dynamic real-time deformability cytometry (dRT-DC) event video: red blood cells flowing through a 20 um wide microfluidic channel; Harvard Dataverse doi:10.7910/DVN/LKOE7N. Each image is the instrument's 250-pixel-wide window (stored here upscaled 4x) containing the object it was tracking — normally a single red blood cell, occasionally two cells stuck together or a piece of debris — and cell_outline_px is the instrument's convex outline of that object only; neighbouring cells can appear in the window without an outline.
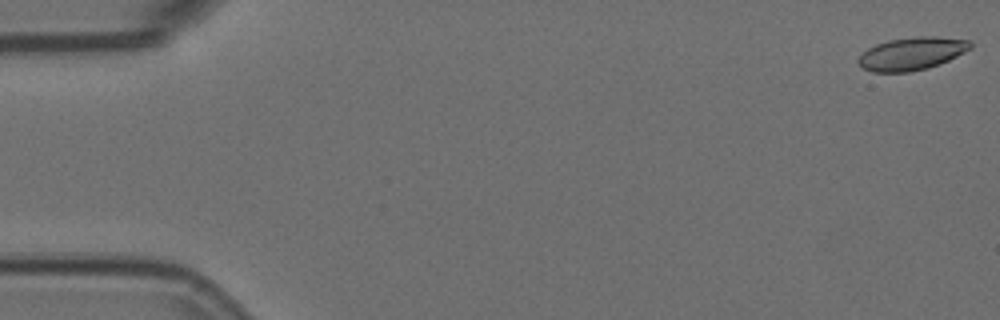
{"species": "Egyptian fruit bat (a non-hibernating species)", "species_latin": "Rousettus aegyptiacus", "temperature_condition": "room temperature", "stored_images_in_passage": 57, "camera_frame_rate_fps": 3000, "um_per_image_px": 0.085, "animal": {"sex": "female"}, "frame": {"image": 1, "passage_image": 1, "time_ms": 0.0, "image_size_px": [1000, 320], "cell_outline_px": [[972, 48], [948, 60], [928, 68], [908, 72], [872, 72], [864, 68], [856, 60], [868, 48], [876, 44], [888, 40], [916, 36], [936, 36], [972, 40]], "centroid_in_image_um": [77.52, 4.54], "position_along_channel_um": 7.5, "area_um2": 21.44}}
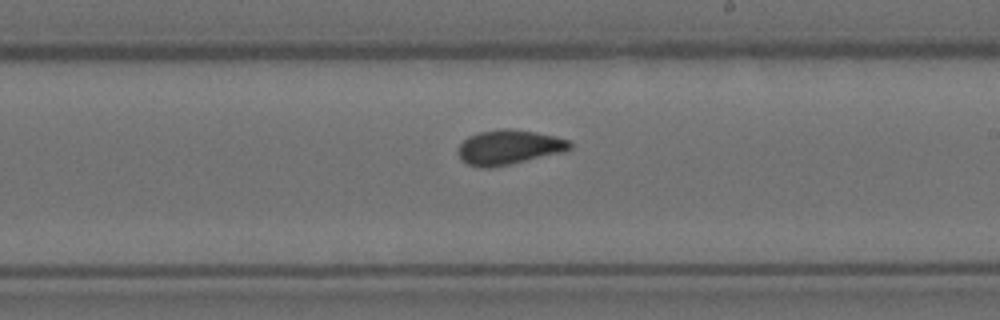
{"frame": {"image": 2, "passage_image": 33, "time_ms": 10.667, "image_size_px": [1000, 320], "cell_outline_px": [[572, 148], [564, 152], [492, 168], [480, 168], [468, 164], [460, 160], [456, 152], [460, 144], [468, 136], [480, 132], [504, 128], [508, 128], [536, 132], [556, 136], [568, 140], [572, 144]], "centroid_in_image_um": [43.24, 12.52], "position_along_channel_um": 245.8, "area_um2": 22.77}}
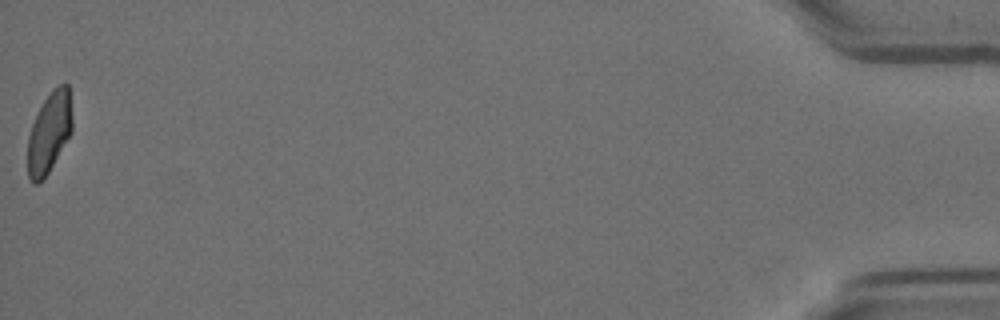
{"frame": {"image": 3, "passage_image": 57, "time_ms": 18.667, "image_size_px": [1000, 320], "cell_outline_px": [[72, 132], [48, 172], [36, 184], [32, 184], [28, 176], [28, 136], [32, 124], [44, 100], [52, 88], [64, 80], [68, 84], [72, 116]], "centroid_in_image_um": [4.2, 11.21], "position_along_channel_um": 431.0, "area_um2": 20.87}, "authors_computed_cell_mechanics": {"area_um2": 21.964, "velocity_mm_per_s": 3.5797, "shape_relaxation_time_tau1_ms": 6.282, "shape_relaxation_time_tau2_ms": 1.5738, "deformation_change_tau1": 0.1546, "deformation_change_tau2": 0.0632}}